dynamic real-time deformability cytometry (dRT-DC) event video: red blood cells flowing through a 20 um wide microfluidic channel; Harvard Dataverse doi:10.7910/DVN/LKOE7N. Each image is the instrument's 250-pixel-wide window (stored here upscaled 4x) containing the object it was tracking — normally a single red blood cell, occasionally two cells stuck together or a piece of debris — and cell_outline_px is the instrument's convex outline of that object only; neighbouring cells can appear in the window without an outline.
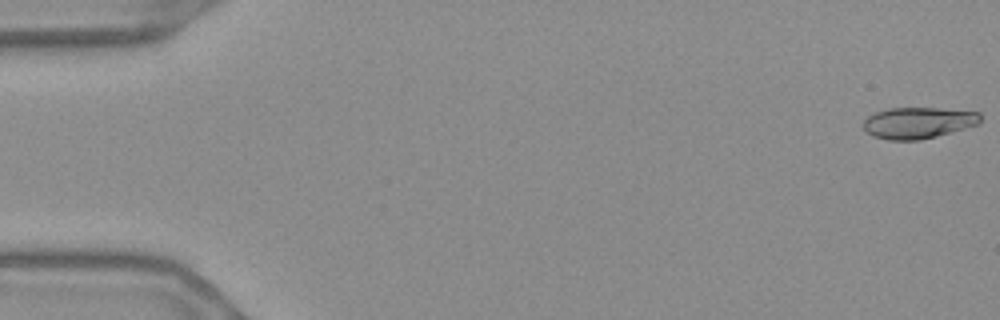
{"species": "Egyptian fruit bat (a non-hibernating species)", "species_latin": "Rousettus aegyptiacus", "temperature_condition": "warm", "stored_images_in_passage": 56, "camera_frame_rate_fps": 3000, "um_per_image_px": 0.085, "frame": {"image": 1, "passage_image": 1, "time_ms": 0.0, "image_size_px": [1000, 320], "cell_outline_px": [[980, 124], [936, 136], [920, 140], [888, 140], [872, 136], [860, 124], [868, 116], [876, 112], [888, 108], [936, 108], [980, 112]], "centroid_in_image_um": [78.02, 10.44], "position_along_channel_um": 7.0, "area_um2": 21.39}}
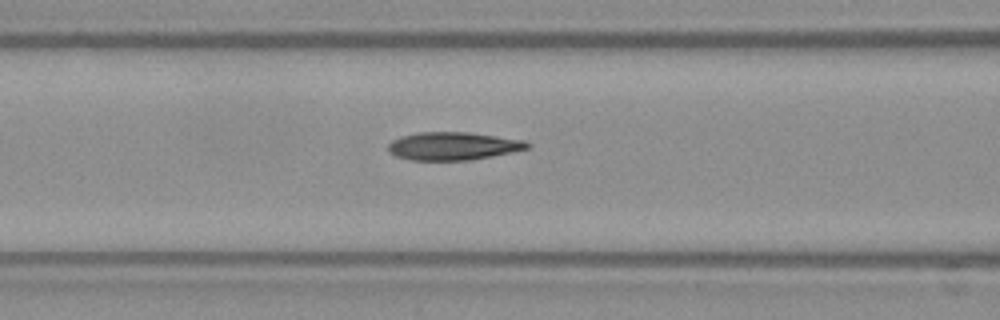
{"frame": {"image": 2, "passage_image": 23, "time_ms": 7.333, "image_size_px": [1000, 320], "cell_outline_px": [[532, 144], [528, 148], [512, 152], [472, 160], [412, 160], [396, 156], [388, 152], [388, 144], [392, 140], [400, 136], [420, 132], [468, 132], [524, 140]], "centroid_in_image_um": [38.5, 12.41], "position_along_channel_um": 128.1, "area_um2": 22.72}}
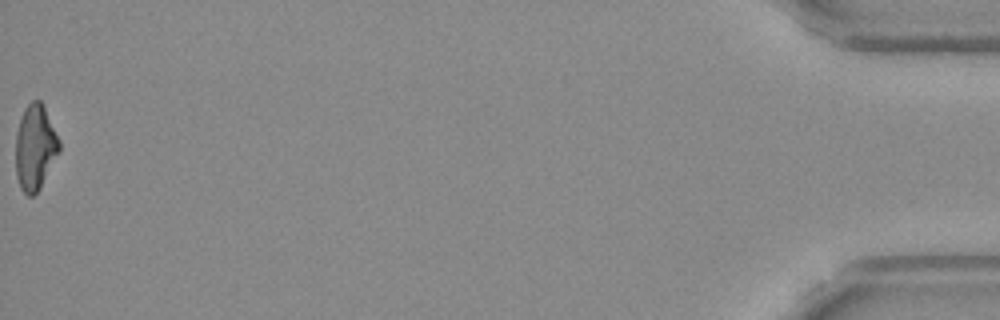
{"frame": {"image": 3, "passage_image": 56, "time_ms": 18.333, "image_size_px": [1000, 320], "cell_outline_px": [[60, 152], [40, 188], [32, 196], [28, 196], [20, 188], [16, 176], [16, 132], [24, 108], [32, 100], [40, 100], [44, 104], [60, 140]], "centroid_in_image_um": [3.0, 12.51], "position_along_channel_um": 432.2, "area_um2": 21.91}, "authors_computed_cell_mechanics": {"area_um2": 22.3975, "velocity_mm_per_s": 3.6866, "shape_relaxation_time_tau1_ms": null, "shape_relaxation_time_tau2_ms": 3.8723, "deformation_change_tau1": null, "deformation_change_tau2": 0.125}}